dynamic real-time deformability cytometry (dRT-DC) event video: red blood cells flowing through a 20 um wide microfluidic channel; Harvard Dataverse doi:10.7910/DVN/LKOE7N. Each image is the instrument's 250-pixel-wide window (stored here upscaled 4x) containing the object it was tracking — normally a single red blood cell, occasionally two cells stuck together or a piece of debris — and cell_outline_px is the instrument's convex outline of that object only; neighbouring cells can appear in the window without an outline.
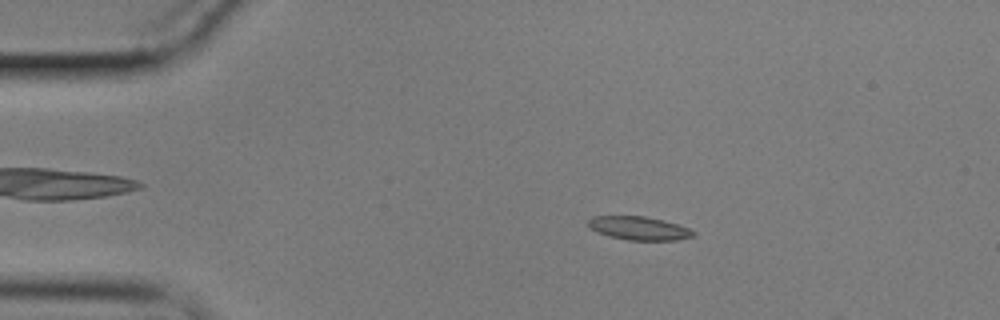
{"species": "common noctule bat (a hibernating species)", "species_latin": "Nyctalus noctula", "temperature_condition": "cold", "stored_images_in_passage": 57, "camera_frame_rate_fps": 3000, "um_per_image_px": 0.085, "animal": {"sex": "male", "body_mass_g": 17.9}, "frame": {"image": 1, "passage_image": 10, "time_ms": 3.0, "image_size_px": [1000, 320], "cell_outline_px": [[696, 232], [692, 236], [676, 240], [628, 240], [608, 236], [596, 232], [588, 224], [588, 220], [592, 216], [644, 216], [664, 220], [688, 228]], "centroid_in_image_um": [54.29, 19.4], "position_along_channel_um": 30.7, "area_um2": 14.28}}
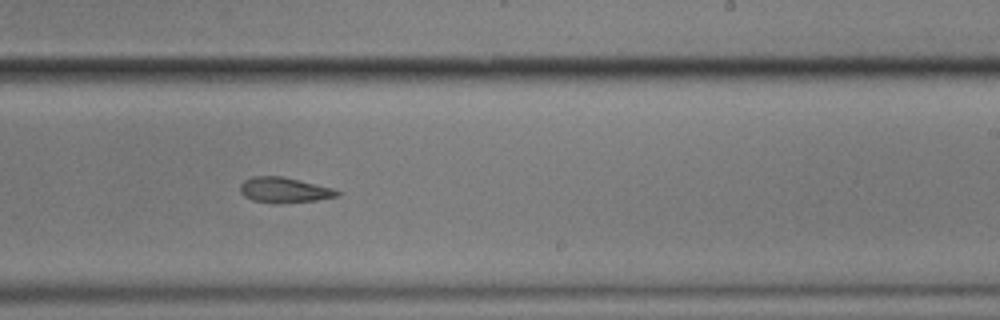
{"frame": {"image": 2, "passage_image": 35, "time_ms": 11.333, "image_size_px": [1000, 320], "cell_outline_px": [[340, 196], [316, 200], [272, 204], [252, 200], [244, 196], [240, 192], [240, 184], [244, 180], [252, 176], [284, 176], [336, 188], [340, 192]], "centroid_in_image_um": [24.18, 16.15], "position_along_channel_um": 264.8, "area_um2": 14.68}}
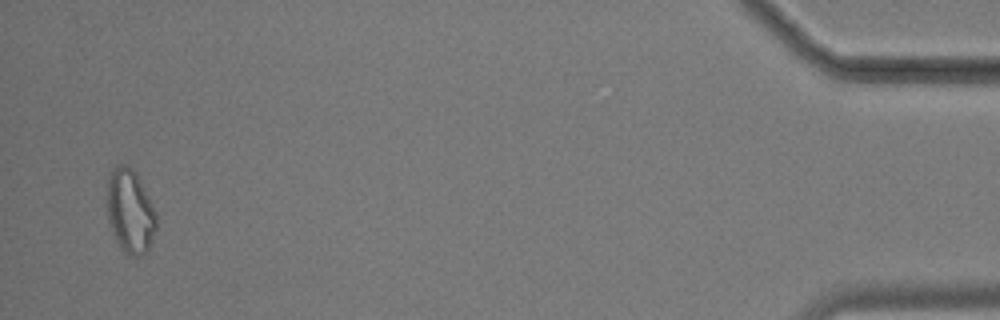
{"frame": {"image": 3, "passage_image": 56, "time_ms": 18.333, "image_size_px": [1000, 320], "cell_outline_px": [[156, 228], [148, 252], [144, 256], [128, 256], [120, 248], [112, 232], [108, 220], [108, 176], [112, 168], [116, 164], [128, 164], [136, 172], [156, 212]], "centroid_in_image_um": [11.07, 17.97], "position_along_channel_um": 424.1, "area_um2": 24.33}}